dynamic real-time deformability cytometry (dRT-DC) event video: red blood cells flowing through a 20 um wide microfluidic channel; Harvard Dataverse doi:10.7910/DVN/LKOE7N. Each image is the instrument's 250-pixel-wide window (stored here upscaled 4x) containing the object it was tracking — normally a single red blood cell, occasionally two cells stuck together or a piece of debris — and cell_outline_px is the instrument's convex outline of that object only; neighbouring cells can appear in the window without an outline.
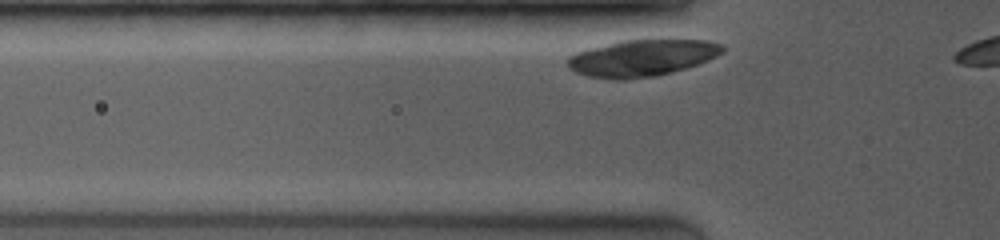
{"species": "common noctule bat (a hibernating species)", "species_latin": "Nyctalus noctula", "temperature_condition": "room temperature", "stored_images_in_passage": 10, "camera_frame_rate_fps": 4000, "um_per_image_px": 0.085, "animal": {"sex": "female", "body_mass_g": 19.0, "forearm_length_mm": 53.3}, "frame": {"image": 1, "passage_image": 2, "time_ms": 0.25, "image_size_px": [1000, 240], "cell_outline_px": [[724, 52], [716, 56], [696, 64], [684, 68], [656, 76], [588, 76], [576, 72], [568, 64], [568, 56], [576, 52], [588, 48], [620, 40], [704, 40], [724, 44]], "centroid_in_image_um": [54.61, 4.86], "position_along_channel_um": 71.2, "area_um2": 31.79}}